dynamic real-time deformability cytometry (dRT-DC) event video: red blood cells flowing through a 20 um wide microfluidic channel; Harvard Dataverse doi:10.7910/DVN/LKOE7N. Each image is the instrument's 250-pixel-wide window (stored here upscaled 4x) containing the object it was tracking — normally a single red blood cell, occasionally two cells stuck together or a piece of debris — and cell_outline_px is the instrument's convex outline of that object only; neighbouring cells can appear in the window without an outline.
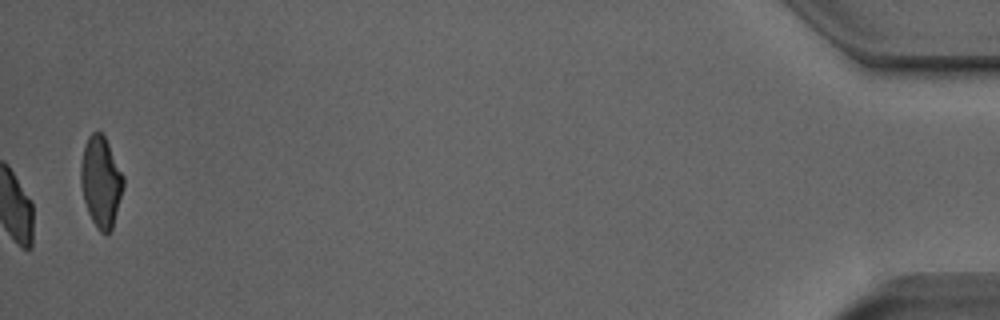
{"species": "Egyptian fruit bat (a non-hibernating species)", "species_latin": "Rousettus aegyptiacus", "temperature_condition": "room temperature", "stored_images_in_passage": 52, "camera_frame_rate_fps": 3000, "um_per_image_px": 0.085, "animal": {"sex": "male"}, "frame": {"image": 1, "passage_image": 52, "time_ms": 17.0, "image_size_px": [1000, 320], "cell_outline_px": [[124, 184], [112, 228], [104, 236], [96, 228], [88, 212], [84, 200], [80, 184], [80, 168], [84, 144], [88, 136], [92, 132], [100, 132], [104, 136], [124, 176]], "centroid_in_image_um": [8.56, 15.45], "position_along_channel_um": 426.6, "area_um2": 22.43}, "authors_computed_cell_mechanics": {"area_um2": 19.3919, "velocity_mm_per_s": 3.9527, "shape_relaxation_time_tau1_ms": 10.1964, "shape_relaxation_time_tau2_ms": 1.3961, "deformation_change_tau1": 0.2079, "deformation_change_tau2": 0.073}}